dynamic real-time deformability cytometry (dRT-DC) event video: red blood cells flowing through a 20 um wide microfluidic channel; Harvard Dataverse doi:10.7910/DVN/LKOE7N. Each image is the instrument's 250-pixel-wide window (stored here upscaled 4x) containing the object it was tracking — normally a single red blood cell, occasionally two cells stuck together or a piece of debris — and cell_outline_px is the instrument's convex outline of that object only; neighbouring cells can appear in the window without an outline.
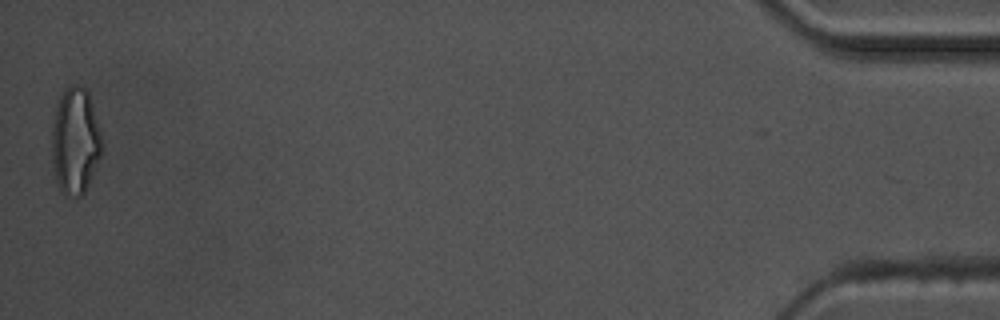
{"species": "common noctule bat (a hibernating species)", "species_latin": "Nyctalus noctula", "temperature_condition": "warm", "stored_images_in_passage": 57, "camera_frame_rate_fps": 3000, "um_per_image_px": 0.085, "animal": {"sex": "male", "body_mass_g": 17.5, "forearm_length_mm": 52.3}, "frame": {"image": 1, "passage_image": 57, "time_ms": 18.667, "image_size_px": [1000, 320], "cell_outline_px": [[104, 144], [100, 156], [84, 192], [76, 200], [60, 192], [52, 164], [52, 124], [56, 104], [60, 96], [72, 84], [76, 84], [84, 88], [88, 92]], "centroid_in_image_um": [6.38, 12.01], "position_along_channel_um": 428.8, "area_um2": 31.1}, "authors_computed_cell_mechanics": {"area_um2": 21.097, "velocity_mm_per_s": 3.6081, "shape_relaxation_time_tau1_ms": 8.9108, "shape_relaxation_time_tau2_ms": 2.1927, "deformation_change_tau1": 0.2535, "deformation_change_tau2": 0.1067}}